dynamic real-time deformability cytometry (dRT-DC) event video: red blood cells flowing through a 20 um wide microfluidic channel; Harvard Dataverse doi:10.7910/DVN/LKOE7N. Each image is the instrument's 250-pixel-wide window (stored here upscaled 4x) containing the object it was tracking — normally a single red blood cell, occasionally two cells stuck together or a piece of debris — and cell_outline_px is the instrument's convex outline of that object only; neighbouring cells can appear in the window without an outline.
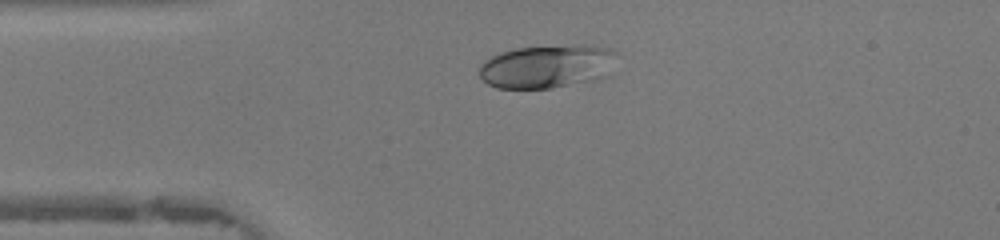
{"species": "human", "species_latin": "Homo sapiens", "temperature_condition": "warm", "stored_images_in_passage": 44, "camera_frame_rate_fps": 3000, "um_per_image_px": 0.085, "donor": {"sex": "female"}, "frame": {"image": 1, "passage_image": 9, "time_ms": 2.667, "image_size_px": [1000, 240], "cell_outline_px": [[616, 52], [584, 80], [552, 88], [496, 88], [488, 84], [480, 76], [480, 64], [484, 60], [500, 52], [516, 48], [608, 48]], "centroid_in_image_um": [46.07, 5.68], "position_along_channel_um": 38.9, "area_um2": 31.04}}
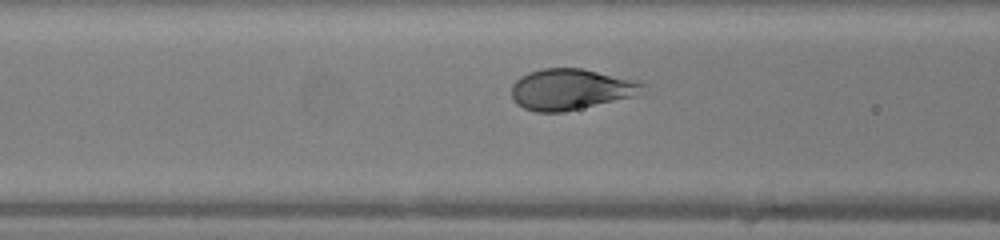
{"frame": {"image": 2, "passage_image": 16, "time_ms": 5.0, "image_size_px": [1000, 240], "cell_outline_px": [[648, 84], [636, 96], [564, 112], [536, 112], [524, 108], [516, 104], [512, 100], [512, 84], [520, 76], [528, 72], [540, 68], [580, 68], [640, 80]], "centroid_in_image_um": [48.53, 7.58], "position_along_channel_um": 118.1, "area_um2": 31.73}}
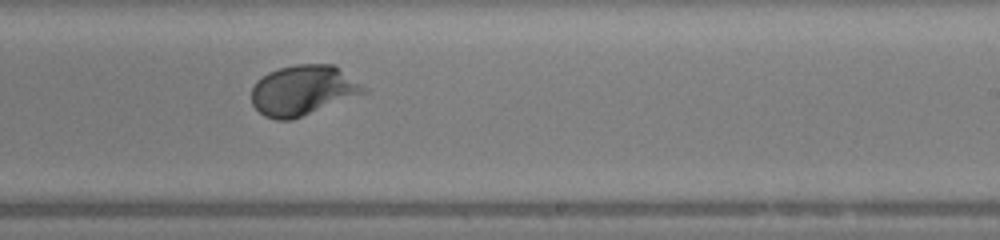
{"frame": {"image": 3, "passage_image": 26, "time_ms": 8.333, "image_size_px": [1000, 240], "cell_outline_px": [[368, 92], [292, 120], [276, 120], [264, 116], [252, 104], [252, 88], [256, 80], [268, 72], [280, 68], [296, 64], [336, 64], [368, 88]], "centroid_in_image_um": [25.78, 7.67], "position_along_channel_um": 263.2, "area_um2": 33.06}, "authors_computed_cell_mechanics": {"area_um2": 32.5125, "velocity_mm_per_s": 4.3795, "shape_relaxation_time_tau1_ms": 2.7329, "shape_relaxation_time_tau2_ms": null, "deformation_change_tau1": 0.2112, "deformation_change_tau2": null}}